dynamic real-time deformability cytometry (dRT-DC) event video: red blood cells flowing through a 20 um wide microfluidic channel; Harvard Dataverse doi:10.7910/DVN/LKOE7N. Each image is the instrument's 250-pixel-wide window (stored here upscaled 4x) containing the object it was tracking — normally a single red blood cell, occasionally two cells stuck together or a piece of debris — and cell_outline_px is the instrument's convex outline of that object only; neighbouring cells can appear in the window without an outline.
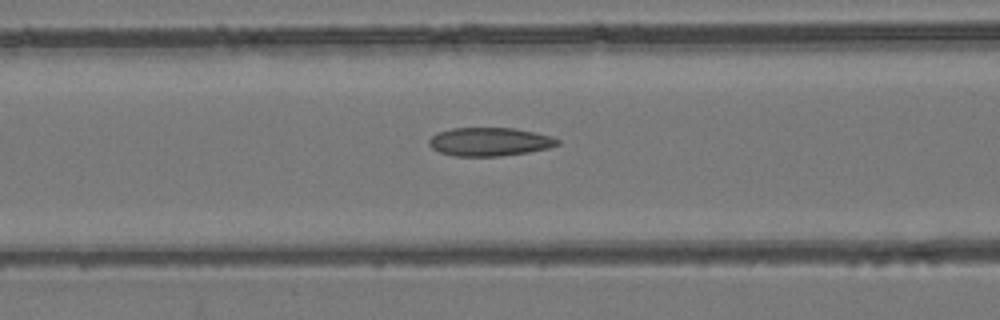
{"species": "common noctule bat (a hibernating species)", "species_latin": "Nyctalus noctula", "temperature_condition": "room temperature", "stored_images_in_passage": 34, "camera_frame_rate_fps": 3000, "um_per_image_px": 0.085, "animal": {"sex": "female", "body_mass_g": 24.6, "forearm_length_mm": 56.2}, "frame": {"image": 1, "passage_image": 10, "time_ms": 3.0, "image_size_px": [1000, 320], "cell_outline_px": [[560, 144], [548, 148], [528, 152], [500, 156], [452, 156], [440, 152], [432, 148], [428, 144], [428, 140], [436, 132], [452, 128], [516, 128], [552, 136], [560, 140]], "centroid_in_image_um": [41.61, 12.04], "position_along_channel_um": 125.0, "area_um2": 21.44}}
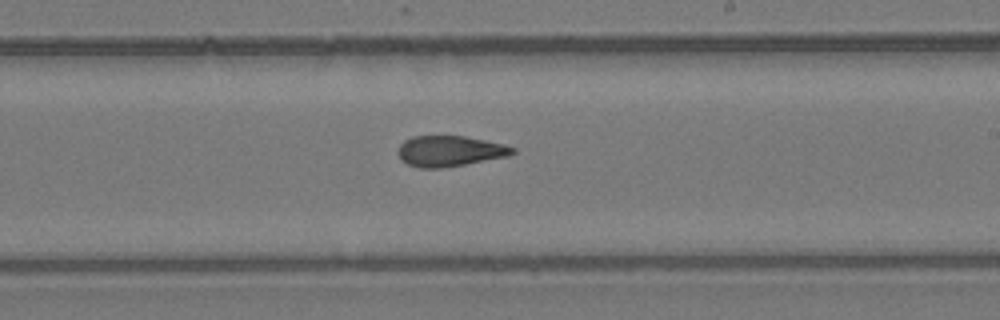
{"frame": {"image": 2, "passage_image": 20, "time_ms": 6.333, "image_size_px": [1000, 320], "cell_outline_px": [[516, 152], [508, 156], [464, 164], [440, 168], [420, 168], [408, 164], [400, 160], [396, 152], [400, 144], [404, 140], [412, 136], [464, 136], [504, 144], [516, 148]], "centroid_in_image_um": [38.19, 12.84], "position_along_channel_um": 250.8, "area_um2": 20.52}}
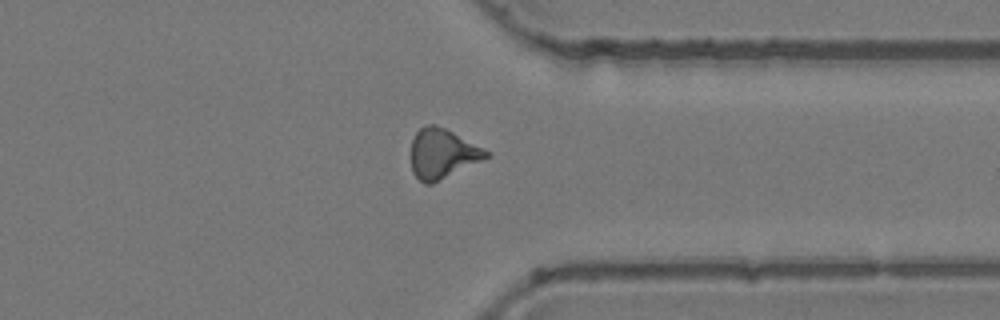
{"frame": {"image": 3, "passage_image": 30, "time_ms": 9.667, "image_size_px": [1000, 320], "cell_outline_px": [[488, 156], [432, 184], [424, 184], [412, 172], [412, 140], [416, 132], [420, 128], [428, 124], [432, 124], [444, 128], [452, 132], [488, 152]], "centroid_in_image_um": [37.53, 13.07], "position_along_channel_um": 373.9, "area_um2": 20.92}, "authors_computed_cell_mechanics": {"area_um2": 20.9525, "velocity_mm_per_s": 3.7784, "shape_relaxation_time_tau1_ms": null, "shape_relaxation_time_tau2_ms": 2.978, "deformation_change_tau1": null, "deformation_change_tau2": 0.1076}}